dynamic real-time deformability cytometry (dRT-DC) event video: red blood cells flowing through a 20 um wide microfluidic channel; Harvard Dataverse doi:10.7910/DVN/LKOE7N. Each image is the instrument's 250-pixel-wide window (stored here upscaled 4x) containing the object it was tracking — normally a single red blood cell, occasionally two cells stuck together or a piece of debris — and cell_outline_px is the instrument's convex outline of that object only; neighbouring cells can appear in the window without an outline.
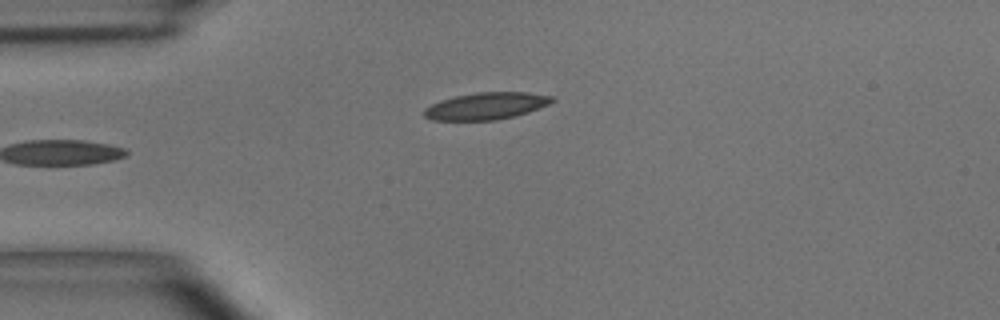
{"species": "common noctule bat (a hibernating species)", "species_latin": "Nyctalus noctula", "temperature_condition": "room temperature", "stored_images_in_passage": 2, "camera_frame_rate_fps": 3000, "um_per_image_px": 0.085, "animal": {"sex": "male", "body_mass_g": 15.6}, "frame": {"image": 1, "passage_image": 2, "time_ms": 0.333, "image_size_px": [1000, 320], "cell_outline_px": [[556, 100], [548, 104], [528, 112], [516, 116], [496, 120], [432, 120], [424, 116], [424, 108], [440, 100], [456, 96], [476, 92], [528, 92], [552, 96]], "centroid_in_image_um": [41.33, 9.01], "position_along_channel_um": 43.7, "area_um2": 20.11}}